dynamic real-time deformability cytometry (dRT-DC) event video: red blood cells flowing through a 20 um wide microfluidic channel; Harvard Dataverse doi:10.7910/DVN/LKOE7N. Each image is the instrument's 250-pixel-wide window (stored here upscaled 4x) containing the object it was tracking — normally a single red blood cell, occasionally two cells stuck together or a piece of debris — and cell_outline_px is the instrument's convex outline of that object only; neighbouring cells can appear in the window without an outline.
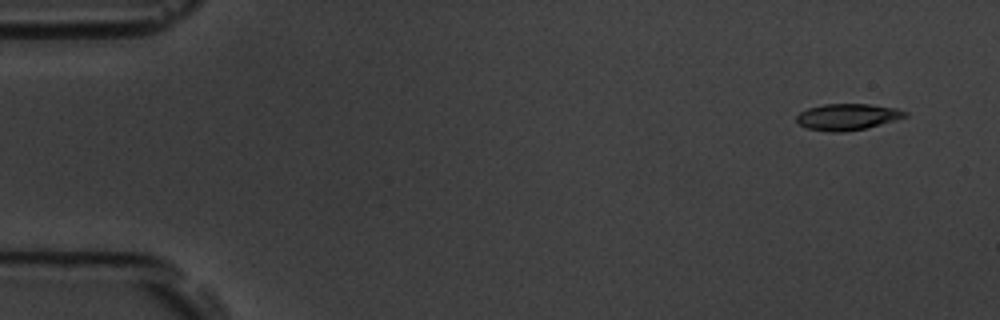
{"species": "common noctule bat (a hibernating species)", "species_latin": "Nyctalus noctula", "temperature_condition": "room temperature", "stored_images_in_passage": 4, "camera_frame_rate_fps": 3000, "um_per_image_px": 0.085, "animal": {"sex": "male", "body_mass_g": 19.5, "forearm_length_mm": 54.6}, "frame": {"image": 1, "passage_image": 1, "time_ms": 0.0, "image_size_px": [1000, 320], "cell_outline_px": [[908, 116], [864, 128], [844, 132], [832, 132], [808, 128], [800, 124], [796, 120], [796, 116], [800, 112], [808, 108], [824, 104], [868, 104], [896, 108], [908, 112]], "centroid_in_image_um": [72.02, 9.92], "position_along_channel_um": 13.0, "area_um2": 16.42}}
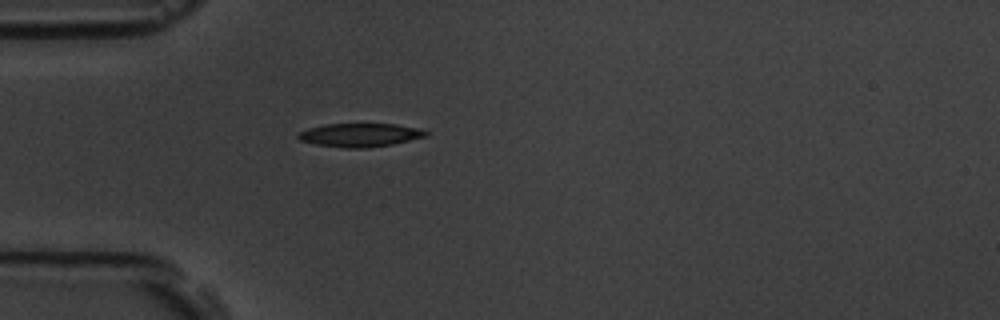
{"frame": {"image": 2, "passage_image": 4, "time_ms": 4.333, "image_size_px": [1000, 320], "cell_outline_px": [[428, 136], [392, 144], [368, 148], [348, 148], [316, 144], [300, 140], [296, 136], [300, 132], [308, 128], [324, 124], [396, 124], [424, 128], [428, 132]], "centroid_in_image_um": [30.66, 11.47], "position_along_channel_um": 54.3, "area_um2": 17.57}}